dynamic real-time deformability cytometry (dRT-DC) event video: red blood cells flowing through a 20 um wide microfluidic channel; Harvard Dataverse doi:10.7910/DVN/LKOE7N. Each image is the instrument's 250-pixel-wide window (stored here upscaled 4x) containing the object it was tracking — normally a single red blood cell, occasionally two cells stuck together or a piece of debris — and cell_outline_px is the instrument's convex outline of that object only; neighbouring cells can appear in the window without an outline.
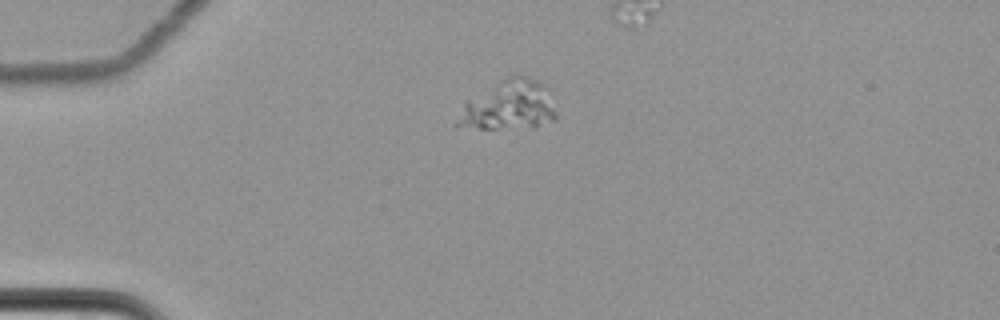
{"species": "common noctule bat (a hibernating species)", "species_latin": "Nyctalus noctula", "temperature_condition": "cold", "stored_images_in_passage": 2, "camera_frame_rate_fps": 3000, "um_per_image_px": 0.085, "animal": {"sex": "female", "body_mass_g": 22.7, "forearm_length_mm": 54.2}, "frame": {"image": 1, "passage_image": 1, "time_ms": 0.0, "image_size_px": [1000, 320], "cell_outline_px": [[556, 120], [536, 128], [480, 128], [452, 124], [464, 104], [468, 100], [500, 80], [516, 72], [528, 76], [544, 84], [556, 112]], "centroid_in_image_um": [43.28, 8.96], "position_along_channel_um": 41.7, "area_um2": 28.61}}